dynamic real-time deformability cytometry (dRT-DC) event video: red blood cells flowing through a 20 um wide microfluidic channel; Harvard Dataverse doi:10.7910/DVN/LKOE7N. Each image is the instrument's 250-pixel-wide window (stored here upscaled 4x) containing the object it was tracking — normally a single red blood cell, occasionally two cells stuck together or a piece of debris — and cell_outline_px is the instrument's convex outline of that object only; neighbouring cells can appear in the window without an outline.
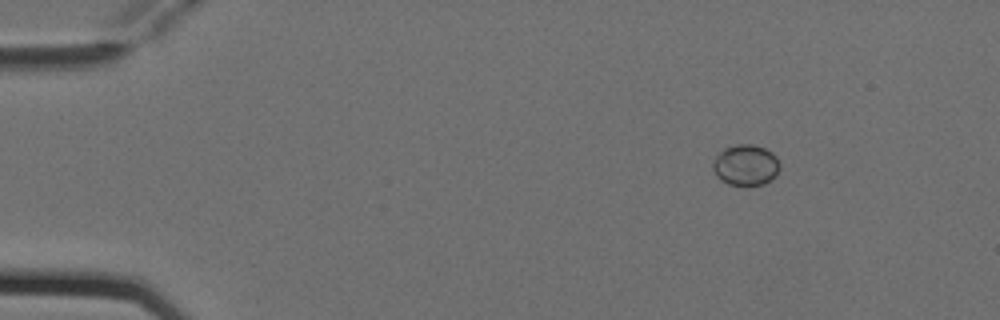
{"species": "Egyptian fruit bat (a non-hibernating species)", "species_latin": "Rousettus aegyptiacus", "temperature_condition": "cold", "stored_images_in_passage": 7, "camera_frame_rate_fps": 3000, "um_per_image_px": 0.085, "animal": {"sex": "female"}, "frame": {"image": 1, "passage_image": 2, "time_ms": 0.333, "image_size_px": [1000, 320], "cell_outline_px": [[780, 168], [776, 176], [772, 180], [764, 184], [748, 188], [728, 184], [720, 180], [716, 176], [712, 168], [712, 160], [724, 148], [736, 144], [752, 144], [764, 148], [772, 152], [776, 156], [780, 164]], "centroid_in_image_um": [63.39, 14.07], "position_along_channel_um": 21.6, "area_um2": 16.59}}
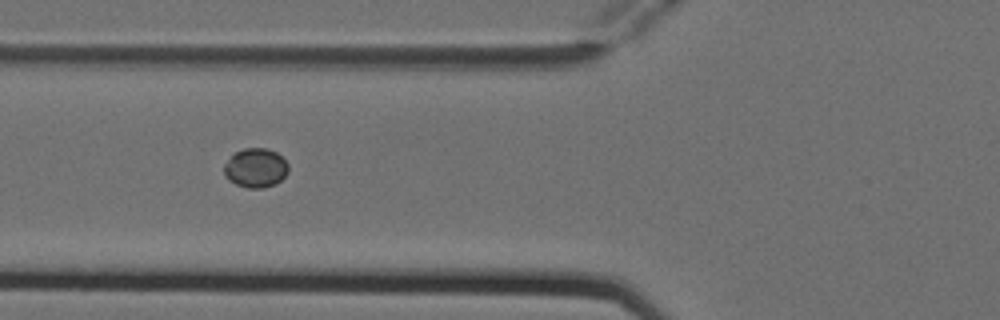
{"frame": {"image": 2, "passage_image": 5, "time_ms": 1.333, "image_size_px": [1000, 320], "cell_outline_px": [[288, 172], [276, 184], [264, 188], [248, 188], [236, 184], [228, 180], [224, 176], [224, 164], [236, 152], [244, 148], [268, 148], [276, 152], [288, 164]], "centroid_in_image_um": [21.72, 14.28], "position_along_channel_um": 104.1, "area_um2": 14.68}}
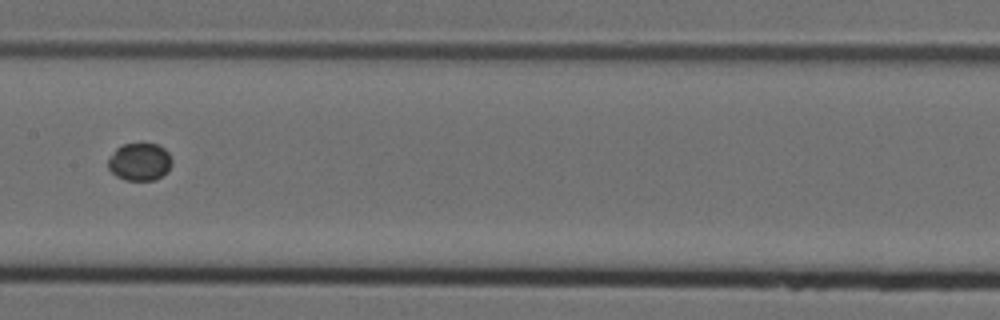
{"frame": {"image": 3, "passage_image": 7, "time_ms": 2.0, "image_size_px": [1000, 320], "cell_outline_px": [[172, 164], [168, 172], [156, 180], [124, 180], [116, 176], [108, 168], [108, 160], [116, 148], [124, 144], [160, 144], [168, 152], [172, 160]], "centroid_in_image_um": [11.9, 13.76], "position_along_channel_um": 195.5, "area_um2": 14.1}}